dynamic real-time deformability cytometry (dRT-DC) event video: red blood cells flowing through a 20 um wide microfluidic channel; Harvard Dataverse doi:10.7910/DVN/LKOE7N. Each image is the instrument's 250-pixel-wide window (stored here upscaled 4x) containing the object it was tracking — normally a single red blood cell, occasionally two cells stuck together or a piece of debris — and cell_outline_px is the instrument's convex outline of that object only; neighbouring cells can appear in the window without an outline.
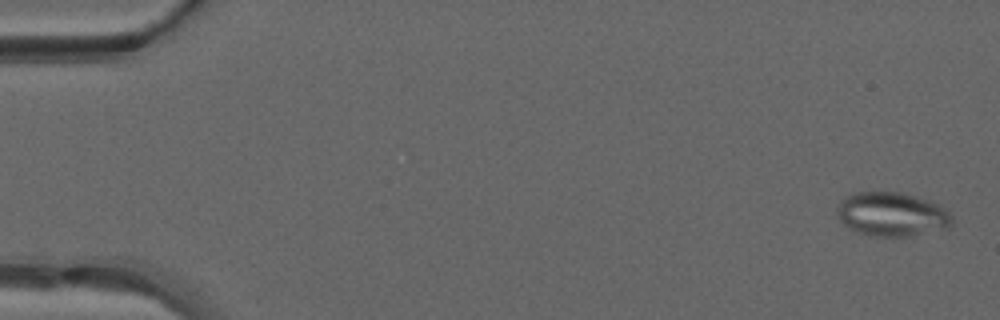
{"species": "common noctule bat (a hibernating species)", "species_latin": "Nyctalus noctula", "temperature_condition": "warm", "stored_images_in_passage": 49, "segment_of_instrument_passage": [1, 2], "camera_frame_rate_fps": 3000, "um_per_image_px": 0.085, "animal": {"sex": "male", "forearm_length_mm": 52.5}, "frame": {"image": 1, "passage_image": 2, "time_ms": 0.333, "image_size_px": [1000, 320], "cell_outline_px": [[952, 224], [948, 228], [908, 236], [868, 236], [848, 228], [840, 220], [836, 212], [836, 208], [840, 200], [852, 192], [900, 192], [928, 200], [948, 208], [952, 216]], "centroid_in_image_um": [75.8, 18.21], "position_along_channel_um": 9.2, "area_um2": 29.77}}